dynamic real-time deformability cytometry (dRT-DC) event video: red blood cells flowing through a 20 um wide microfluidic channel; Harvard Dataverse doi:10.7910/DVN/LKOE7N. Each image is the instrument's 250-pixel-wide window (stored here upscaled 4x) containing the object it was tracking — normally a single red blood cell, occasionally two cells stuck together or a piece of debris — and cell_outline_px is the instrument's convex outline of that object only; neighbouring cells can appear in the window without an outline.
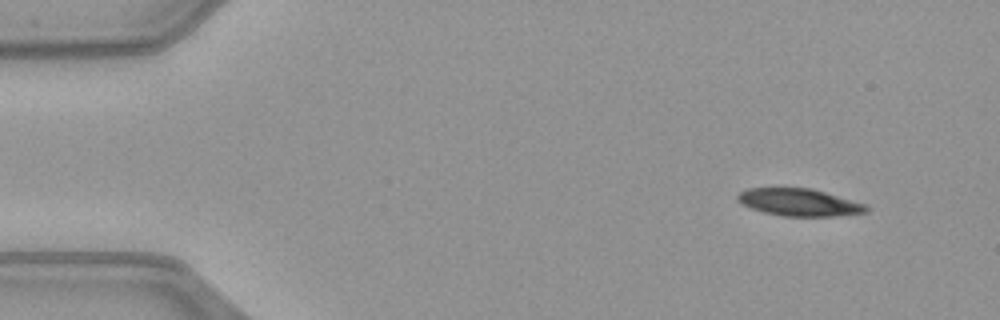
{"species": "common noctule bat (a hibernating species)", "species_latin": "Nyctalus noctula", "temperature_condition": "warm", "stored_images_in_passage": 47, "camera_frame_rate_fps": 3000, "um_per_image_px": 0.085, "animal": {"sex": "female", "body_mass_g": 21.9}, "frame": {"image": 1, "passage_image": 1, "time_ms": 0.0, "image_size_px": [1000, 320], "cell_outline_px": [[868, 212], [836, 216], [784, 216], [764, 212], [752, 208], [736, 200], [736, 196], [740, 192], [748, 188], [812, 188], [868, 204]], "centroid_in_image_um": [67.98, 17.19], "position_along_channel_um": 17.0, "area_um2": 20.52}}
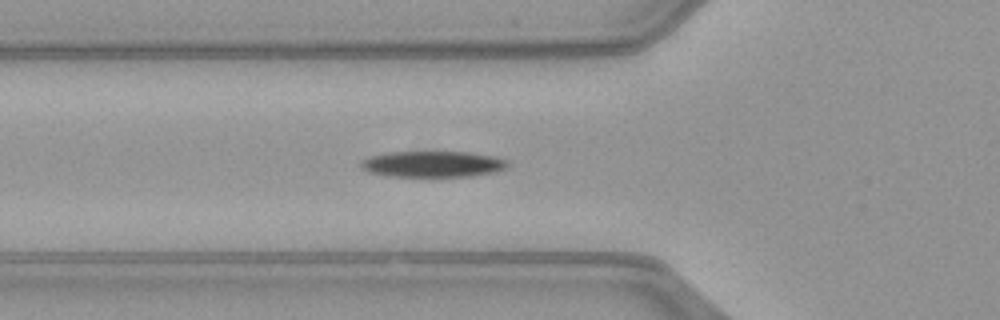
{"frame": {"image": 2, "passage_image": 14, "time_ms": 4.333, "image_size_px": [1000, 320], "cell_outline_px": [[508, 168], [496, 172], [472, 176], [384, 176], [368, 172], [360, 168], [360, 160], [368, 156], [388, 152], [468, 152], [496, 156], [508, 160]], "centroid_in_image_um": [36.77, 13.94], "position_along_channel_um": 89.0, "area_um2": 22.66}}
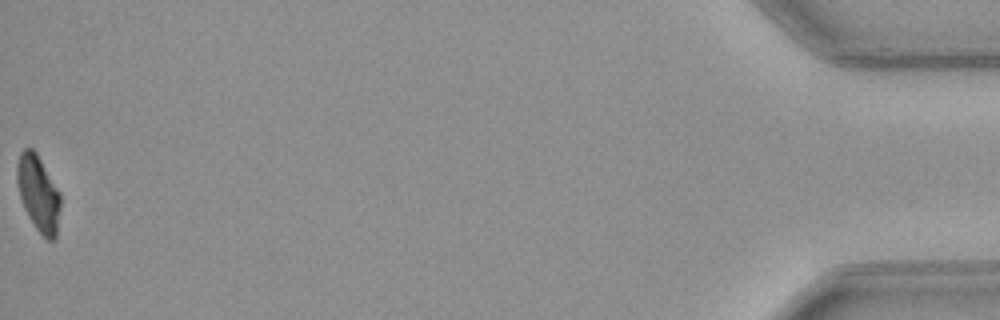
{"frame": {"image": 3, "passage_image": 47, "time_ms": 15.333, "image_size_px": [1000, 320], "cell_outline_px": [[60, 208], [56, 236], [52, 240], [48, 240], [36, 228], [24, 208], [16, 184], [16, 164], [20, 152], [24, 148], [32, 148], [36, 152], [60, 192]], "centroid_in_image_um": [3.24, 16.4], "position_along_channel_um": 432.0, "area_um2": 19.13}, "authors_computed_cell_mechanics": {"area_um2": 22.3686, "velocity_mm_per_s": 4.0675, "shape_relaxation_time_tau1_ms": 2.8226, "shape_relaxation_time_tau2_ms": null, "deformation_change_tau1": 0.1474, "deformation_change_tau2": null}}